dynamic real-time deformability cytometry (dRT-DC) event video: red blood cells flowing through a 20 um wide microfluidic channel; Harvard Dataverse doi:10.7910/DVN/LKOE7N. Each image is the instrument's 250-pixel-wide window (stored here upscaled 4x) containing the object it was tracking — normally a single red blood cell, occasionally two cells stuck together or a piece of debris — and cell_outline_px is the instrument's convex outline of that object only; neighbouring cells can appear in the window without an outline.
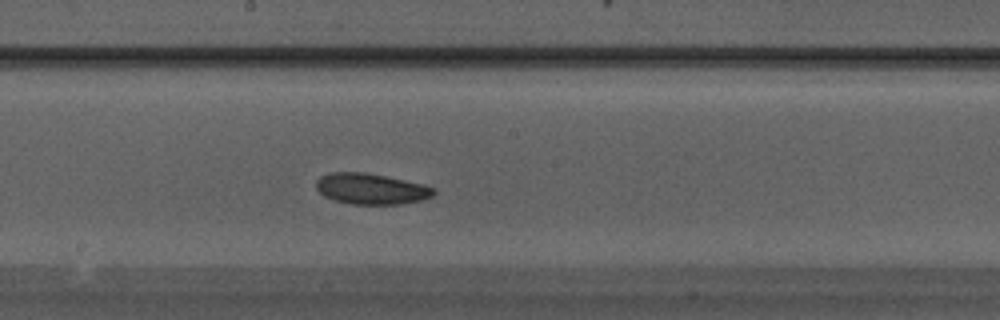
{"species": "Egyptian fruit bat (a non-hibernating species)", "species_latin": "Rousettus aegyptiacus", "temperature_condition": "warm", "stored_images_in_passage": 29, "camera_frame_rate_fps": 3000, "um_per_image_px": 0.085, "animal": {"sex": "male"}, "frame": {"image": 1, "passage_image": 14, "time_ms": 4.333, "image_size_px": [1000, 320], "cell_outline_px": [[436, 192], [432, 196], [420, 200], [400, 204], [348, 204], [324, 196], [316, 188], [316, 180], [320, 176], [332, 172], [368, 172], [424, 184], [436, 188]], "centroid_in_image_um": [31.55, 16.04], "position_along_channel_um": 216.6, "area_um2": 21.27}}
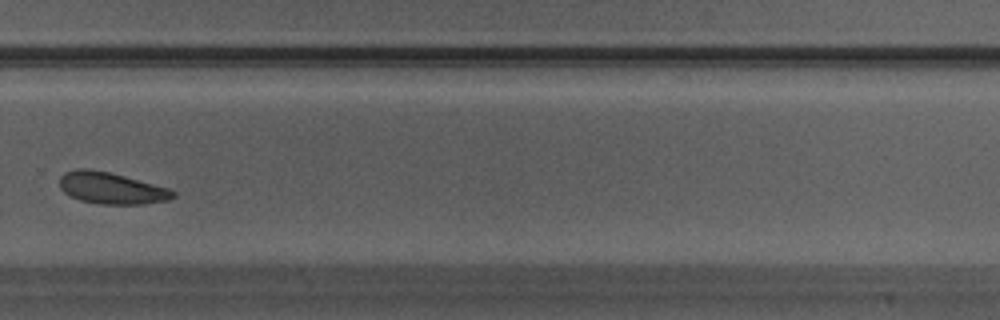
{"frame": {"image": 2, "passage_image": 19, "time_ms": 6.0, "image_size_px": [1000, 320], "cell_outline_px": [[176, 196], [168, 200], [144, 204], [100, 204], [80, 200], [64, 192], [60, 188], [60, 176], [64, 172], [76, 168], [88, 168], [108, 172], [124, 176], [168, 188], [176, 192]], "centroid_in_image_um": [9.45, 15.99], "position_along_channel_um": 320.3, "area_um2": 20.81}}
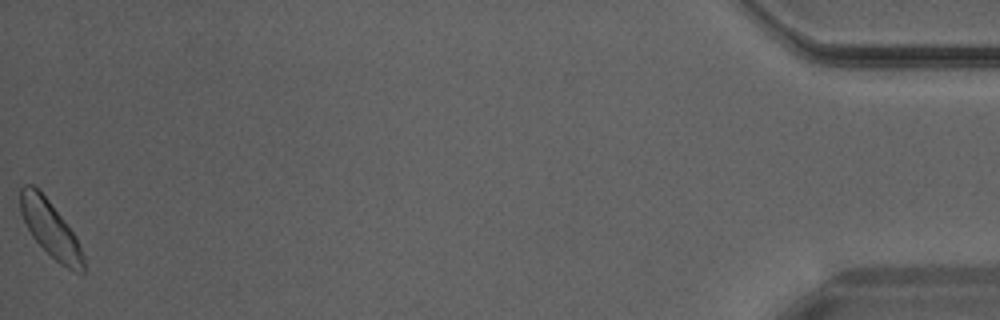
{"frame": {"image": 3, "passage_image": 29, "time_ms": 9.333, "image_size_px": [1000, 320], "cell_outline_px": [[84, 272], [76, 272], [60, 264], [32, 236], [20, 212], [20, 184], [32, 184], [48, 200], [64, 220], [72, 232], [84, 256]], "centroid_in_image_um": [4.25, 19.43], "position_along_channel_um": 430.9, "area_um2": 20.06}}